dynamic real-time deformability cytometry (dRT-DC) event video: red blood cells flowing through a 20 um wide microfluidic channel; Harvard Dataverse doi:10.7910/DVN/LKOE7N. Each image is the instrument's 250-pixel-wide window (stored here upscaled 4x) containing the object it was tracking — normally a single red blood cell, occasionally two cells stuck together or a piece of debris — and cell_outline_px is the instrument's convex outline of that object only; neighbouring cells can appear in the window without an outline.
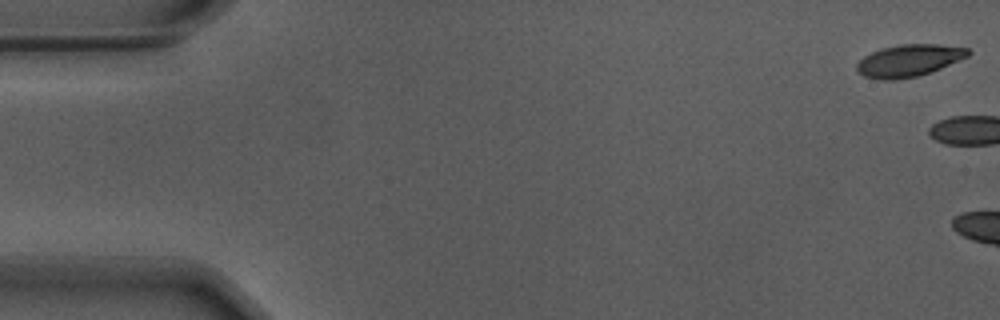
{"species": "Egyptian fruit bat (a non-hibernating species)", "species_latin": "Rousettus aegyptiacus", "temperature_condition": "warm", "stored_images_in_passage": 4, "camera_frame_rate_fps": 3000, "um_per_image_px": 0.085, "animal": {"sex": "male"}, "frame": {"image": 1, "passage_image": 1, "time_ms": 0.0, "image_size_px": [1000, 320], "cell_outline_px": [[972, 52], [968, 56], [940, 68], [916, 76], [892, 80], [880, 80], [864, 76], [856, 68], [856, 64], [864, 56], [872, 52], [884, 48], [900, 44], [936, 44], [968, 48]], "centroid_in_image_um": [77.25, 5.14], "position_along_channel_um": 7.8, "area_um2": 20.46}}